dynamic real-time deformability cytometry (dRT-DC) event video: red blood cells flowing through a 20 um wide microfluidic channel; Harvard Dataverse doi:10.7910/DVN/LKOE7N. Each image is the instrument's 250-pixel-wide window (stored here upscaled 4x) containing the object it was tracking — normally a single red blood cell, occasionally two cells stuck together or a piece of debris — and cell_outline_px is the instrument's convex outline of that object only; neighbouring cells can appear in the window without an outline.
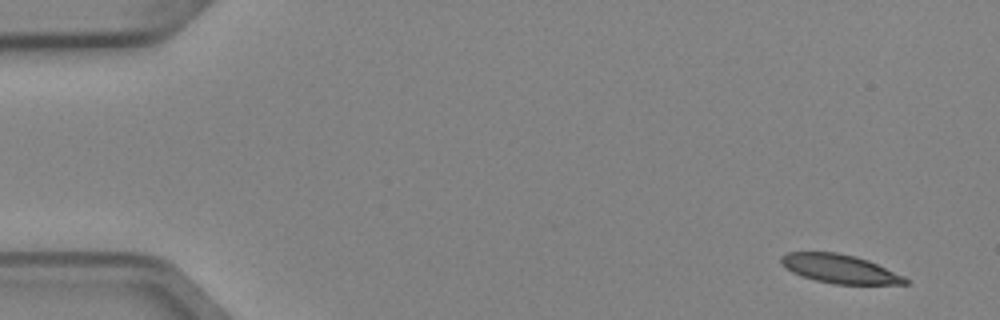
{"species": "Egyptian fruit bat (a non-hibernating species)", "species_latin": "Rousettus aegyptiacus", "temperature_condition": "cold", "stored_images_in_passage": 5, "camera_frame_rate_fps": 3000, "um_per_image_px": 0.085, "animal": {"sex": "female"}, "frame": {"image": 1, "passage_image": 1, "time_ms": 0.0, "image_size_px": [1000, 320], "cell_outline_px": [[908, 284], [836, 284], [816, 280], [792, 272], [784, 268], [780, 260], [780, 256], [788, 252], [836, 252], [856, 256], [868, 260], [904, 276], [908, 280]], "centroid_in_image_um": [71.36, 22.84], "position_along_channel_um": 13.6, "area_um2": 20.69}}